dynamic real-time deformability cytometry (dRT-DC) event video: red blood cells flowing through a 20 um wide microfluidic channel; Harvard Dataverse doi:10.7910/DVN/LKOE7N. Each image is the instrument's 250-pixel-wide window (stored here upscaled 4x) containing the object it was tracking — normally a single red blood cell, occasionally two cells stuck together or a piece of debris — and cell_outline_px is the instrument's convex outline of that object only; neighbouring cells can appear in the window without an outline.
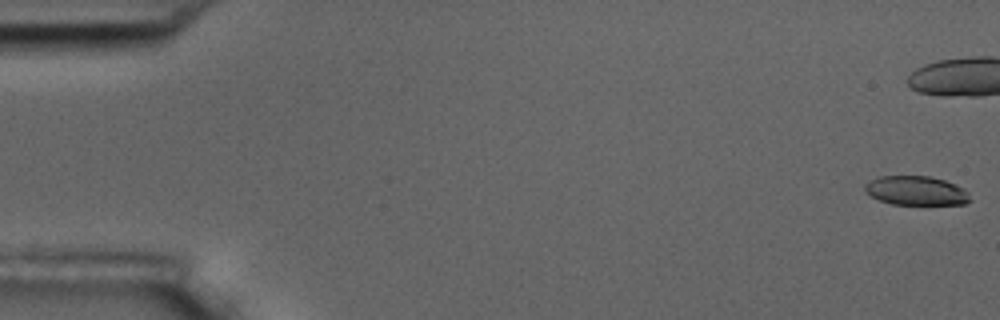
{"species": "common noctule bat (a hibernating species)", "species_latin": "Nyctalus noctula", "temperature_condition": "room temperature", "stored_images_in_passage": 8, "camera_frame_rate_fps": 3000, "um_per_image_px": 0.085, "animal": {"sex": "male", "body_mass_g": 17.5, "forearm_length_mm": 52.3}, "frame": {"image": 1, "passage_image": 1, "time_ms": 0.0, "image_size_px": [1000, 320], "cell_outline_px": [[972, 200], [964, 204], [892, 204], [880, 200], [872, 196], [864, 188], [864, 184], [868, 180], [880, 176], [928, 176], [944, 180], [964, 188], [968, 192]], "centroid_in_image_um": [77.88, 16.2], "position_along_channel_um": 7.1, "area_um2": 17.8}}